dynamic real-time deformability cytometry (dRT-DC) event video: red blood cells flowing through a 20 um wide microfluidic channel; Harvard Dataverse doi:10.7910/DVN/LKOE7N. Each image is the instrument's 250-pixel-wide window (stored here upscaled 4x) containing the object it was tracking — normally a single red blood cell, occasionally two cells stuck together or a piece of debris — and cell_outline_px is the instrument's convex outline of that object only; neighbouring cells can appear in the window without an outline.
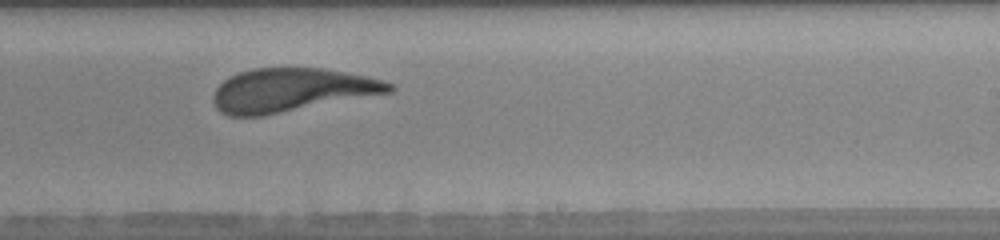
{"species": "human", "species_latin": "Homo sapiens", "temperature_condition": "warm", "stored_images_in_passage": 27, "camera_frame_rate_fps": 3000, "um_per_image_px": 0.085, "donor": {"sex": "female"}, "frame": {"image": 1, "passage_image": 16, "time_ms": 5.0, "image_size_px": [1000, 240], "cell_outline_px": [[396, 88], [392, 92], [264, 116], [228, 116], [220, 112], [216, 108], [212, 100], [212, 96], [216, 88], [224, 80], [240, 72], [252, 68], [324, 68], [384, 80], [392, 84]], "centroid_in_image_um": [24.76, 7.67], "position_along_channel_um": 264.2, "area_um2": 44.68}, "authors_computed_cell_mechanics": {"area_um2": 45.1418, "velocity_mm_per_s": 3.9486, "shape_relaxation_time_tau1_ms": 4.7327, "shape_relaxation_time_tau2_ms": 1.1068, "deformation_change_tau1": 0.2448, "deformation_change_tau2": 0.0961}}